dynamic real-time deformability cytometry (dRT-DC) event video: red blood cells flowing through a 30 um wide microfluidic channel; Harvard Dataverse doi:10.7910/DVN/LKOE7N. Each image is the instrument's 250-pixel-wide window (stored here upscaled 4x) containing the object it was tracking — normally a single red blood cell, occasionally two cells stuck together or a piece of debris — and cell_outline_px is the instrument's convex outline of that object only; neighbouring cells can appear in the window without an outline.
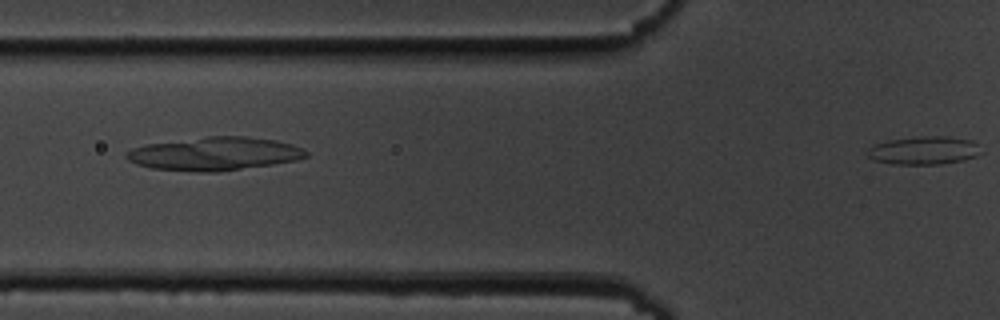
{"species": "common noctule bat (a hibernating species)", "species_latin": "Nyctalus noctula", "temperature_condition": "cold", "stored_images_in_passage": 5, "camera_frame_rate_fps": 3000, "um_per_image_px": 0.085, "animal": {"sex": "male", "body_mass_g": 19.5, "forearm_length_mm": 54.6}, "frame": {"image": 1, "passage_image": 5, "time_ms": 1.333, "image_size_px": [1000, 320], "cell_outline_px": [[984, 152], [976, 156], [964, 160], [940, 164], [892, 164], [872, 160], [864, 152], [868, 148], [876, 144], [888, 140], [920, 136], [944, 136], [972, 140]], "centroid_in_image_um": [78.52, 12.79], "position_along_channel_um": 47.3, "area_um2": 18.84}}